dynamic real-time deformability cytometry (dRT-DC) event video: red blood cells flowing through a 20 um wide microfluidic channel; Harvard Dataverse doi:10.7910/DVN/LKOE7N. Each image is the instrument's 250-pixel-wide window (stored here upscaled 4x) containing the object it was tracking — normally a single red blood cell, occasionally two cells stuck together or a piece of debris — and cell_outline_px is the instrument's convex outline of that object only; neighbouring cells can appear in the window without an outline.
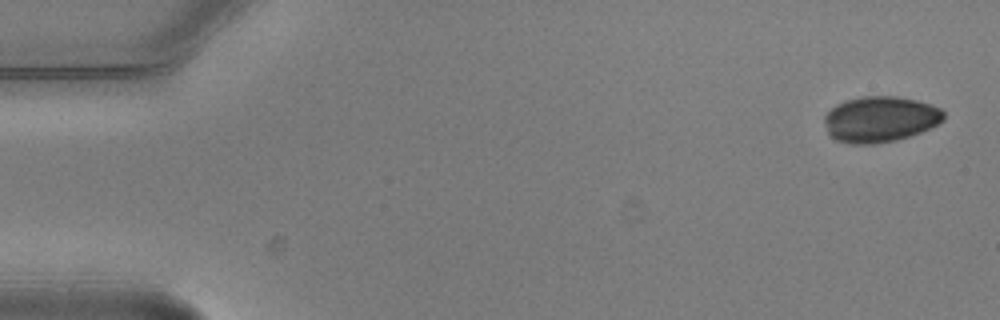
{"species": "common noctule bat (a hibernating species)", "species_latin": "Nyctalus noctula", "temperature_condition": "warm", "stored_images_in_passage": 4, "camera_frame_rate_fps": 3000, "um_per_image_px": 0.085, "animal": {"sex": "male", "body_mass_g": 20.5, "forearm_length_mm": 52.5}, "frame": {"image": 1, "passage_image": 1, "time_ms": 0.0, "image_size_px": [1000, 320], "cell_outline_px": [[944, 120], [940, 124], [920, 132], [896, 140], [872, 144], [852, 144], [836, 140], [828, 132], [824, 120], [824, 116], [836, 104], [860, 96], [896, 96], [916, 100], [940, 108], [944, 112]], "centroid_in_image_um": [74.82, 10.13], "position_along_channel_um": 10.2, "area_um2": 31.73}}